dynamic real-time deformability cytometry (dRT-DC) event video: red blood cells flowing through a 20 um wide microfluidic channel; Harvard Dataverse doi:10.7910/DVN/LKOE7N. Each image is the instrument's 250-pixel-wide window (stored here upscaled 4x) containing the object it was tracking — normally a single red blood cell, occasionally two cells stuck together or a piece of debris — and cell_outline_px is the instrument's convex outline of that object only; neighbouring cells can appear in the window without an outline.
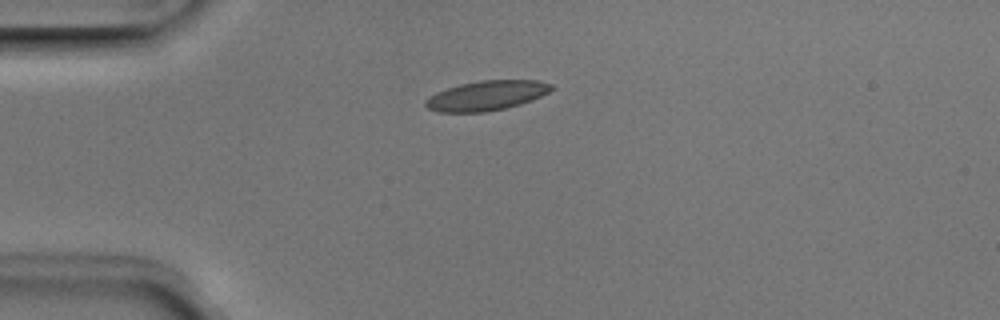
{"species": "Egyptian fruit bat (a non-hibernating species)", "species_latin": "Rousettus aegyptiacus", "temperature_condition": "room temperature", "stored_images_in_passage": 6, "camera_frame_rate_fps": 3000, "um_per_image_px": 0.085, "animal": {"sex": "male"}, "frame": {"image": 1, "passage_image": 3, "time_ms": 0.667, "image_size_px": [1000, 320], "cell_outline_px": [[556, 88], [540, 96], [520, 104], [504, 108], [484, 112], [440, 112], [428, 108], [424, 104], [424, 100], [428, 96], [436, 92], [460, 84], [480, 80], [536, 80], [552, 84]], "centroid_in_image_um": [41.34, 8.11], "position_along_channel_um": 43.7, "area_um2": 21.73}}
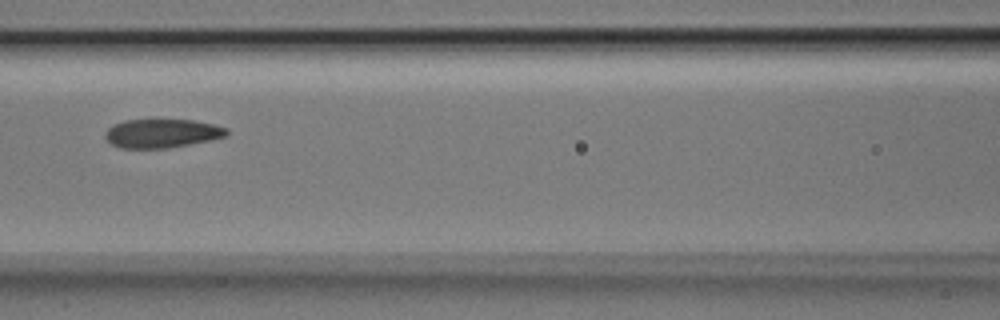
{"frame": {"image": 2, "passage_image": 6, "time_ms": 1.667, "image_size_px": [1000, 320], "cell_outline_px": [[228, 132], [224, 136], [208, 140], [168, 148], [120, 148], [112, 144], [104, 136], [104, 132], [108, 128], [124, 120], [152, 116], [192, 120], [212, 124], [228, 128]], "centroid_in_image_um": [13.7, 11.28], "position_along_channel_um": 152.9, "area_um2": 21.04}}